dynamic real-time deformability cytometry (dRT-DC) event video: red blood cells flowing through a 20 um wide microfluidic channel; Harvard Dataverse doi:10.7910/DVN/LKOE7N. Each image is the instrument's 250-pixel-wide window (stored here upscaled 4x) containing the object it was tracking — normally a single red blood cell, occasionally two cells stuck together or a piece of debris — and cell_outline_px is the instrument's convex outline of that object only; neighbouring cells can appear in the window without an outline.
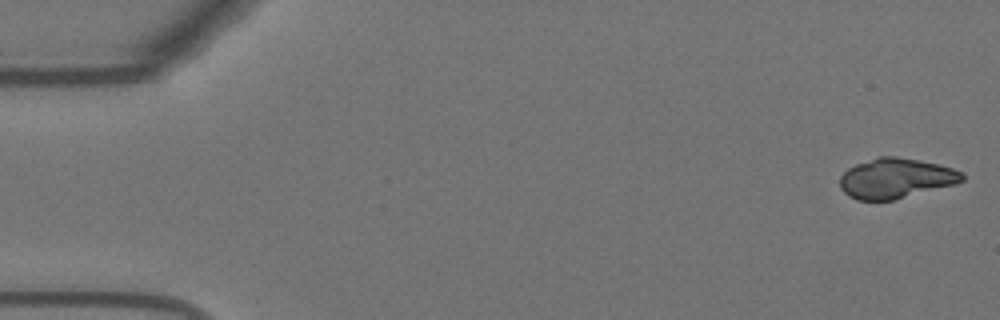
{"species": "Egyptian fruit bat (a non-hibernating species)", "species_latin": "Rousettus aegyptiacus", "temperature_condition": "warm", "stored_images_in_passage": 54, "segment_of_instrument_passage": [1, 2], "camera_frame_rate_fps": 3000, "um_per_image_px": 0.085, "animal": {"sex": "female"}, "frame": {"image": 1, "passage_image": 1, "time_ms": 0.0, "image_size_px": [1000, 320], "cell_outline_px": [[964, 180], [956, 184], [892, 200], [856, 200], [848, 196], [840, 188], [840, 176], [848, 168], [856, 164], [880, 156], [896, 156], [940, 164], [964, 172]], "centroid_in_image_um": [76.15, 15.15], "position_along_channel_um": 8.9, "area_um2": 28.55}}
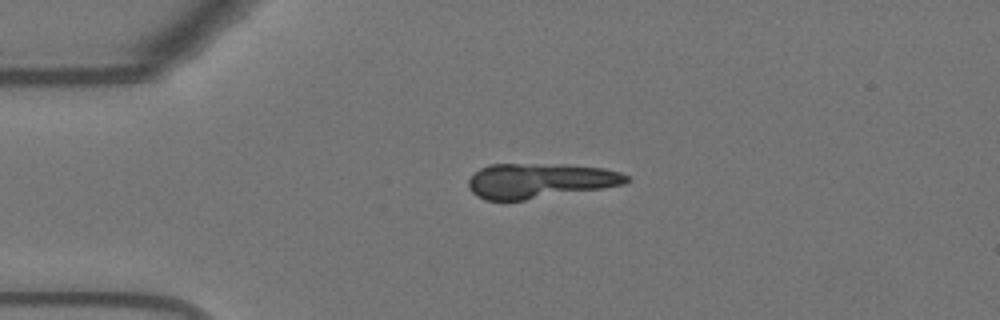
{"frame": {"image": 2, "passage_image": 12, "time_ms": 3.667, "image_size_px": [1000, 320], "cell_outline_px": [[632, 180], [624, 184], [604, 188], [524, 200], [484, 200], [476, 196], [468, 188], [468, 180], [480, 168], [492, 164], [568, 164], [604, 168], [620, 172], [628, 176]], "centroid_in_image_um": [45.9, 15.35], "position_along_channel_um": 39.1, "area_um2": 32.31}}